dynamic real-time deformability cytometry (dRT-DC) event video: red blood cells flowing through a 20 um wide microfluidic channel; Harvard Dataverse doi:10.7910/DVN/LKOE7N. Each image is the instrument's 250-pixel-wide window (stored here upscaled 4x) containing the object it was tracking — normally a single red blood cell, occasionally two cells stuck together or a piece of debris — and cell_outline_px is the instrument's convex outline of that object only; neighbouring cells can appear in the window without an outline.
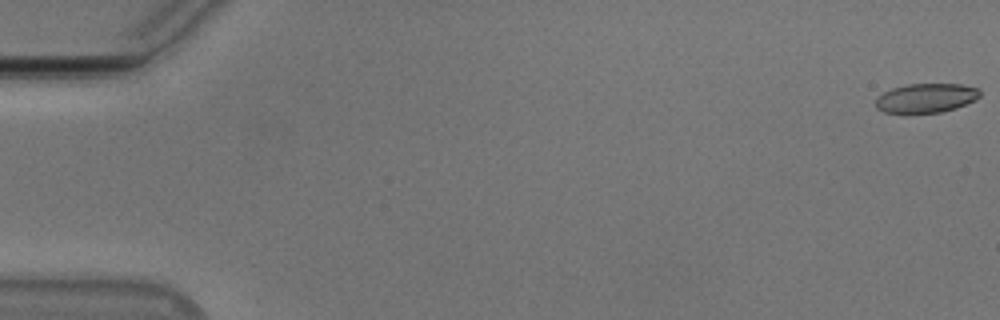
{"species": "Egyptian fruit bat (a non-hibernating species)", "species_latin": "Rousettus aegyptiacus", "temperature_condition": "cold", "stored_images_in_passage": 55, "camera_frame_rate_fps": 3000, "um_per_image_px": 0.085, "animal": {"sex": "male"}, "frame": {"image": 1, "passage_image": 1, "time_ms": 0.0, "image_size_px": [1000, 320], "cell_outline_px": [[980, 96], [976, 100], [956, 108], [940, 112], [908, 116], [904, 116], [884, 112], [876, 108], [876, 100], [884, 92], [892, 88], [908, 84], [960, 84], [976, 88], [980, 92]], "centroid_in_image_um": [78.67, 8.39], "position_along_channel_um": 6.3, "area_um2": 18.32}}
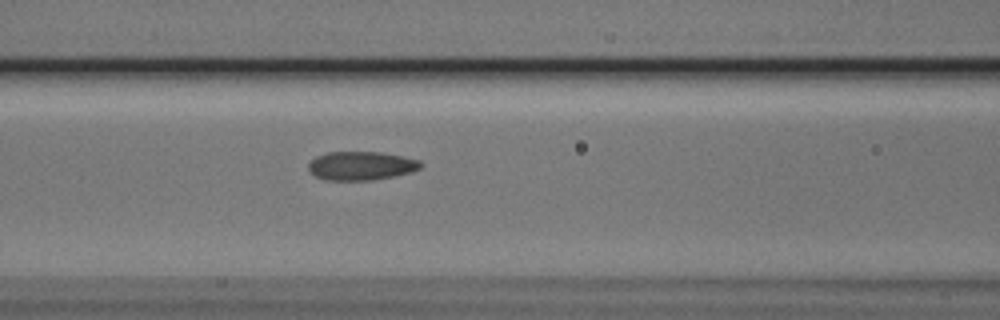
{"frame": {"image": 2, "passage_image": 24, "time_ms": 7.667, "image_size_px": [1000, 320], "cell_outline_px": [[424, 164], [420, 168], [412, 172], [372, 180], [324, 180], [316, 176], [308, 168], [308, 164], [316, 156], [328, 152], [380, 152], [404, 156], [420, 160]], "centroid_in_image_um": [30.73, 14.08], "position_along_channel_um": 135.9, "area_um2": 18.79}}
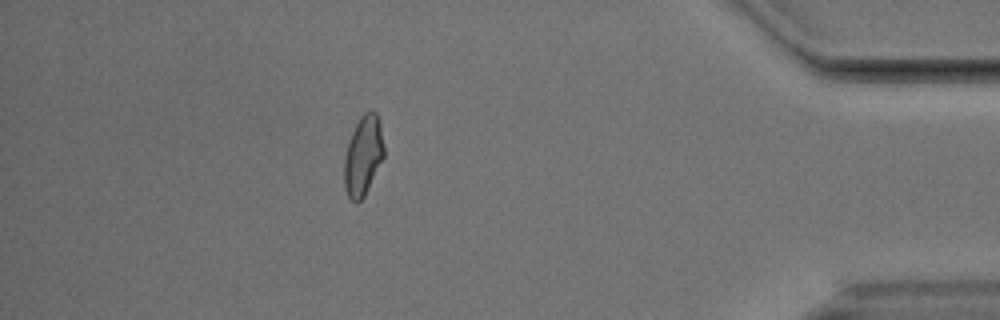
{"frame": {"image": 3, "passage_image": 49, "time_ms": 16.0, "image_size_px": [1000, 320], "cell_outline_px": [[384, 156], [364, 196], [356, 204], [348, 196], [344, 188], [344, 156], [348, 140], [360, 116], [364, 112], [376, 112], [380, 120], [384, 144]], "centroid_in_image_um": [30.86, 13.22], "position_along_channel_um": 404.3, "area_um2": 18.55}, "authors_computed_cell_mechanics": {"area_um2": 18.6116, "velocity_mm_per_s": 3.767, "shape_relaxation_time_tau1_ms": null, "shape_relaxation_time_tau2_ms": 1.3491, "deformation_change_tau1": null, "deformation_change_tau2": 0.0548}}